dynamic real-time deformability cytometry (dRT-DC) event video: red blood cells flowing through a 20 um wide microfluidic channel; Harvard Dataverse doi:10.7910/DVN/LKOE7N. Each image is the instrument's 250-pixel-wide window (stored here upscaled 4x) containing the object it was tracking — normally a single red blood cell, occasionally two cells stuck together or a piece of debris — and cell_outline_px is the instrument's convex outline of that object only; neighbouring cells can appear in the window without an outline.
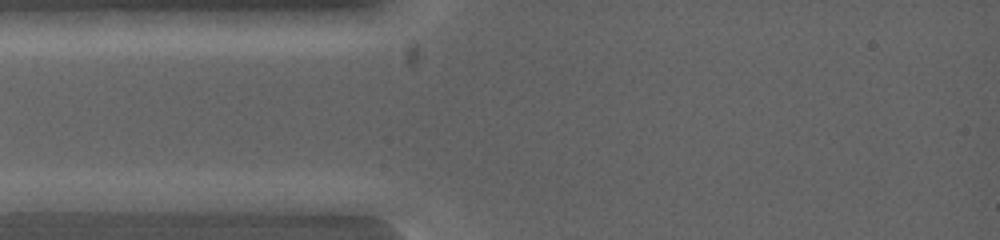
{"species": "common noctule bat (a hibernating species)", "species_latin": "Nyctalus noctula", "temperature_condition": "warm", "stored_images_in_passage": 2, "camera_frame_rate_fps": 5000, "um_per_image_px": 0.085, "animal": {"sex": "female", "body_mass_g": 19.0, "forearm_length_mm": 53.3}, "frame": {"image": 1, "passage_image": 1, "time_ms": 0.0, "image_size_px": [1000, 240], "cell_outline_px": [[100, 200], [88, 212], [16, 212], [16, 200], [24, 192], [88, 192]], "centroid_in_image_um": [4.75, 17.18], "position_along_channel_um": 80.3, "area_um2": 11.04}}